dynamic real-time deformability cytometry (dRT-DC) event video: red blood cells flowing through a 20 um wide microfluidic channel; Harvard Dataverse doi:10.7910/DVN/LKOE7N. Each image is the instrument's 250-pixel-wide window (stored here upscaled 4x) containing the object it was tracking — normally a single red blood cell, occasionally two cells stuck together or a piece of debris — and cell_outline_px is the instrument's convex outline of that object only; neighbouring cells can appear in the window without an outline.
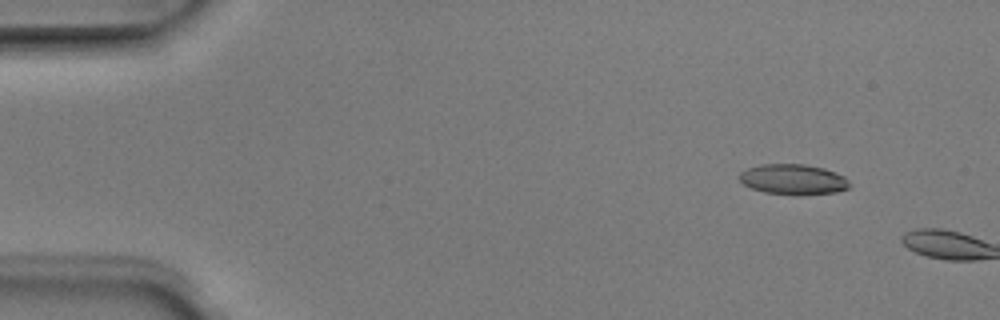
{"species": "Egyptian fruit bat (a non-hibernating species)", "species_latin": "Rousettus aegyptiacus", "temperature_condition": "room temperature", "stored_images_in_passage": 2, "camera_frame_rate_fps": 3000, "um_per_image_px": 0.085, "animal": {"sex": "male"}, "frame": {"image": 1, "passage_image": 1, "time_ms": 0.0, "image_size_px": [1000, 320], "cell_outline_px": [[848, 188], [836, 192], [800, 196], [792, 196], [764, 192], [752, 188], [744, 184], [736, 176], [740, 172], [748, 168], [760, 164], [804, 164], [824, 168], [844, 176], [848, 180]], "centroid_in_image_um": [67.39, 15.26], "position_along_channel_um": 17.6, "area_um2": 19.77}}